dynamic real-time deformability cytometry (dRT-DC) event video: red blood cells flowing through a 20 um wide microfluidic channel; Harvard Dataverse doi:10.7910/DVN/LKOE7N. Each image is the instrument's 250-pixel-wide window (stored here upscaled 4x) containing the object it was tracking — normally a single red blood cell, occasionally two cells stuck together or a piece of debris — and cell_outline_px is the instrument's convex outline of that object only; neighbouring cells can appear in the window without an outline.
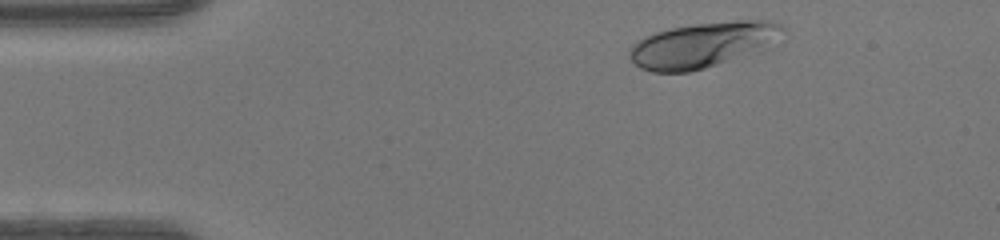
{"species": "human", "species_latin": "Homo sapiens", "temperature_condition": "warm", "stored_images_in_passage": 36, "camera_frame_rate_fps": 3000, "um_per_image_px": 0.085, "donor": {"sex": "female"}, "frame": {"image": 1, "passage_image": 2, "time_ms": 0.333, "image_size_px": [1000, 240], "cell_outline_px": [[784, 28], [764, 44], [716, 64], [704, 68], [688, 72], [652, 72], [640, 68], [628, 56], [628, 48], [636, 40], [644, 36], [668, 28], [696, 24], [736, 20], [772, 20], [784, 24]], "centroid_in_image_um": [59.51, 3.79], "position_along_channel_um": 25.5, "area_um2": 38.9}}
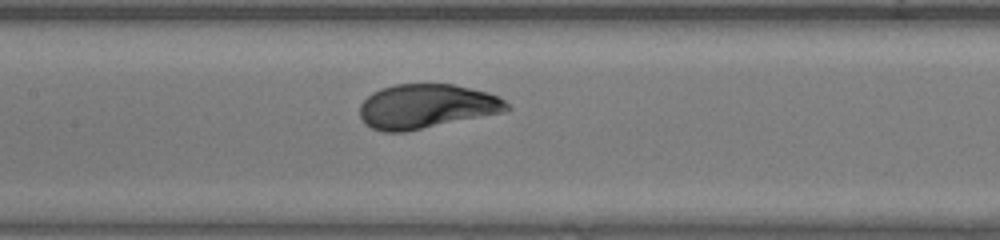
{"frame": {"image": 2, "passage_image": 17, "time_ms": 5.333, "image_size_px": [1000, 240], "cell_outline_px": [[512, 108], [504, 112], [404, 132], [384, 132], [372, 128], [364, 124], [360, 116], [360, 104], [372, 92], [380, 88], [396, 84], [452, 84], [488, 92], [504, 100]], "centroid_in_image_um": [36.22, 9.04], "position_along_channel_um": 171.2, "area_um2": 37.97}}
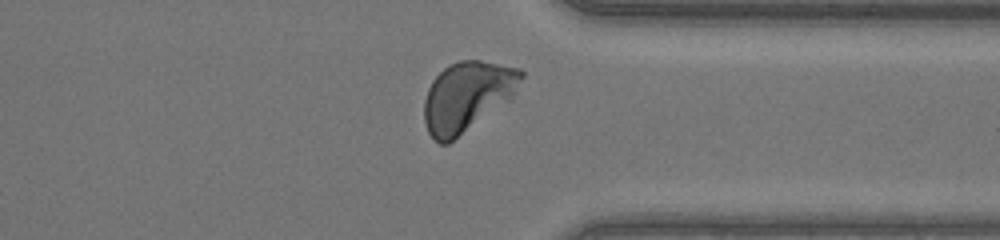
{"frame": {"image": 3, "passage_image": 31, "time_ms": 10.0, "image_size_px": [1000, 240], "cell_outline_px": [[524, 76], [512, 100], [448, 144], [440, 144], [428, 132], [424, 120], [424, 100], [428, 88], [432, 80], [448, 64], [460, 60], [480, 60], [520, 68], [524, 72]], "centroid_in_image_um": [39.74, 8.19], "position_along_channel_um": 371.7, "area_um2": 39.94}, "authors_computed_cell_mechanics": {"area_um2": 37.7723, "velocity_mm_per_s": 4.3507, "shape_relaxation_time_tau1_ms": 2.3104, "shape_relaxation_time_tau2_ms": null, "deformation_change_tau1": 0.1635, "deformation_change_tau2": null}}